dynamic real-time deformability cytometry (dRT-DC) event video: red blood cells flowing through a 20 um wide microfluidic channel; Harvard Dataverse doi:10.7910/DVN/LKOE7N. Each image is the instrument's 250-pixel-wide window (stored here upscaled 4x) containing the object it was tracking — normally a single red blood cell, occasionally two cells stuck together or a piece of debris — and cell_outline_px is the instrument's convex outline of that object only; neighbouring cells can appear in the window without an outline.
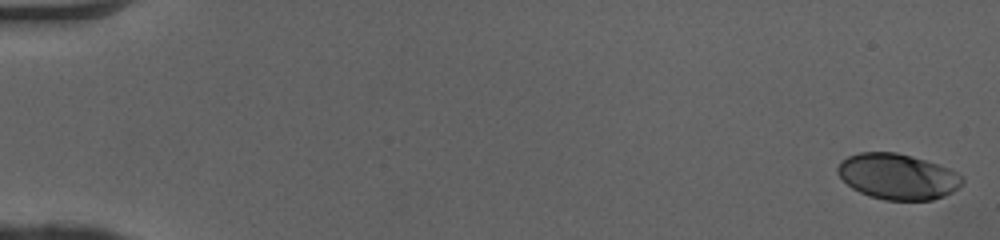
{"species": "human", "species_latin": "Homo sapiens", "temperature_condition": "cold", "stored_images_in_passage": 51, "camera_frame_rate_fps": 3000, "um_per_image_px": 0.085, "donor": {"sex": "female"}, "frame": {"image": 1, "passage_image": 1, "time_ms": 0.0, "image_size_px": [1000, 240], "cell_outline_px": [[964, 184], [952, 192], [944, 196], [932, 200], [884, 200], [868, 196], [852, 188], [836, 172], [836, 168], [840, 160], [848, 156], [860, 152], [896, 152], [912, 156], [948, 168], [964, 176]], "centroid_in_image_um": [76.3, 15.01], "position_along_channel_um": 8.7, "area_um2": 33.35}}
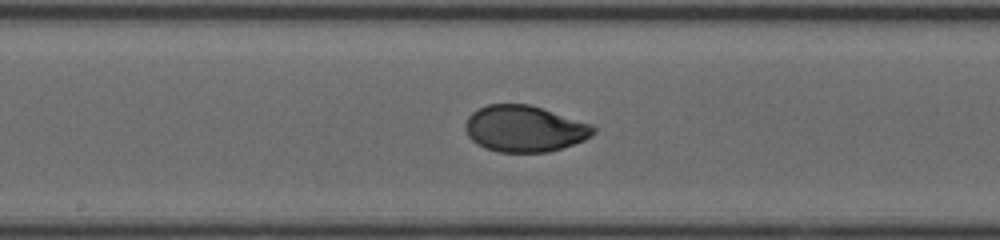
{"frame": {"image": 2, "passage_image": 28, "time_ms": 9.0, "image_size_px": [1000, 240], "cell_outline_px": [[596, 132], [592, 136], [584, 140], [548, 152], [500, 152], [484, 148], [472, 140], [468, 136], [464, 128], [464, 124], [468, 116], [472, 112], [488, 104], [528, 104], [592, 124], [596, 128]], "centroid_in_image_um": [44.57, 10.94], "position_along_channel_um": 203.6, "area_um2": 34.51}}
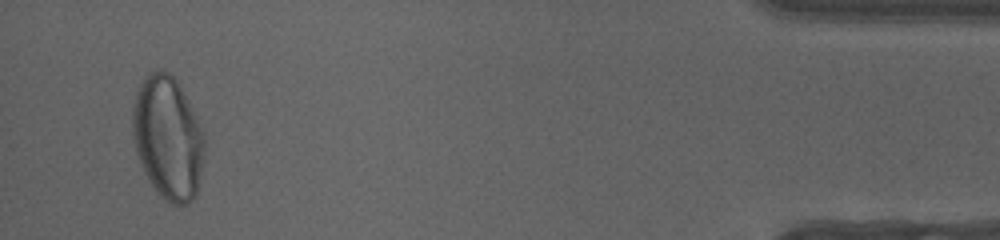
{"frame": {"image": 3, "passage_image": 49, "time_ms": 16.0, "image_size_px": [1000, 240], "cell_outline_px": [[204, 156], [200, 180], [196, 196], [188, 204], [172, 204], [164, 200], [156, 192], [148, 180], [140, 164], [136, 152], [132, 136], [132, 104], [136, 92], [144, 76], [148, 72], [156, 68], [164, 68], [176, 80], [188, 100], [204, 136]], "centroid_in_image_um": [14.24, 11.71], "position_along_channel_um": 421.0, "area_um2": 52.19}, "authors_computed_cell_mechanics": {"area_um2": 34.7378, "velocity_mm_per_s": 4.0921, "shape_relaxation_time_tau1_ms": 4.6352, "shape_relaxation_time_tau2_ms": null, "deformation_change_tau1": 0.1884, "deformation_change_tau2": null}}